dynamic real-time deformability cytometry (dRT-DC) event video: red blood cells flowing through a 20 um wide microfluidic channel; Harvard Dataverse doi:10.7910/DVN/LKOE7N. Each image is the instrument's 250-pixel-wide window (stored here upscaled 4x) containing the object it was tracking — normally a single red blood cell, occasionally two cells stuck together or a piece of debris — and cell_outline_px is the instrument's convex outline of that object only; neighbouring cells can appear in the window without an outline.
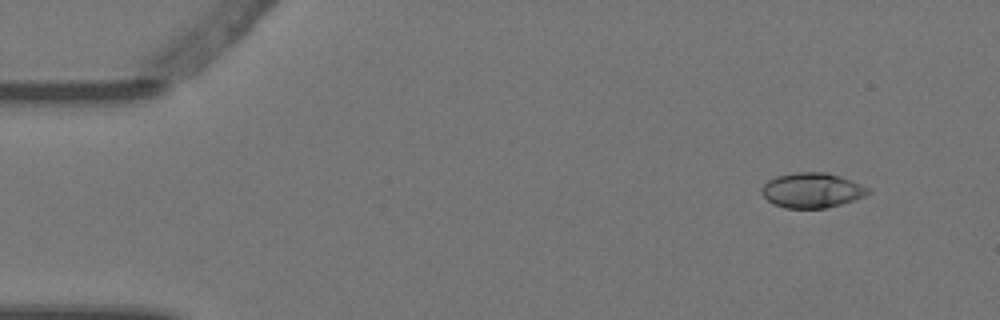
{"species": "Egyptian fruit bat (a non-hibernating species)", "species_latin": "Rousettus aegyptiacus", "temperature_condition": "warm", "stored_images_in_passage": 5, "camera_frame_rate_fps": 3000, "um_per_image_px": 0.085, "animal": {"sex": "female"}, "frame": {"image": 1, "passage_image": 2, "time_ms": 0.333, "image_size_px": [1000, 320], "cell_outline_px": [[872, 192], [864, 196], [828, 208], [784, 208], [772, 204], [760, 192], [760, 188], [768, 180], [776, 176], [796, 172], [824, 172], [840, 176], [852, 180], [868, 188]], "centroid_in_image_um": [68.98, 16.18], "position_along_channel_um": 16.0, "area_um2": 21.73}}
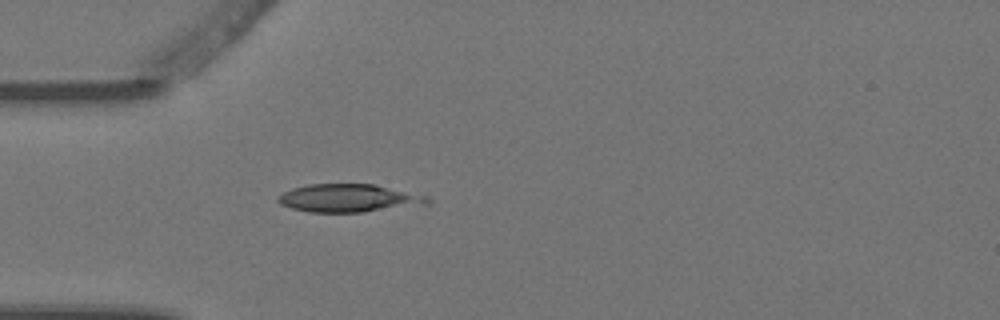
{"frame": {"image": 2, "passage_image": 5, "time_ms": 1.333, "image_size_px": [1000, 320], "cell_outline_px": [[432, 200], [428, 204], [360, 212], [308, 212], [292, 208], [280, 204], [276, 200], [276, 196], [292, 188], [308, 184], [372, 184], [428, 196]], "centroid_in_image_um": [29.61, 16.84], "position_along_channel_um": 55.4, "area_um2": 24.28}}